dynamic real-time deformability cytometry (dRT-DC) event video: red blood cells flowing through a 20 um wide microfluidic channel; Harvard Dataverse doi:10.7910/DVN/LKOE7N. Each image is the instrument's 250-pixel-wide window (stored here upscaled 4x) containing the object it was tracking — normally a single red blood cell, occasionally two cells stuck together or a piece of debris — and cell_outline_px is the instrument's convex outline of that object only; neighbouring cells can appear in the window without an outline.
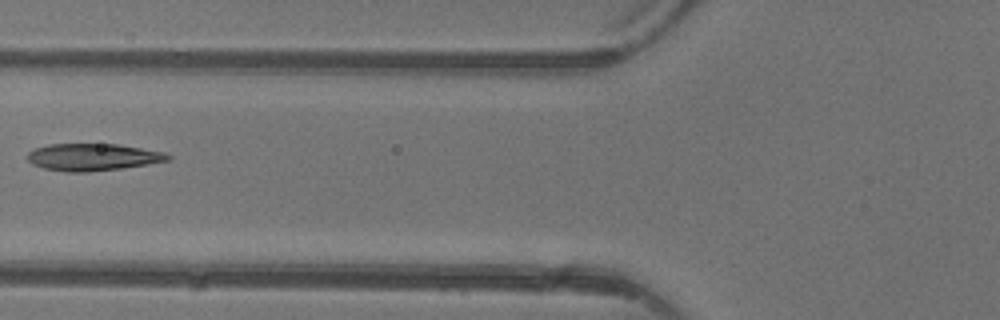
{"species": "common noctule bat (a hibernating species)", "species_latin": "Nyctalus noctula", "temperature_condition": "warm", "stored_images_in_passage": 5, "camera_frame_rate_fps": 3000, "um_per_image_px": 0.085, "animal": {"sex": "female"}, "frame": {"image": 1, "passage_image": 5, "time_ms": 5.333, "image_size_px": [1000, 320], "cell_outline_px": [[172, 160], [120, 168], [88, 172], [68, 172], [44, 168], [32, 164], [28, 160], [28, 152], [36, 148], [48, 144], [120, 144], [164, 152], [172, 156]], "centroid_in_image_um": [7.91, 13.35], "position_along_channel_um": 117.9, "area_um2": 22.14}}